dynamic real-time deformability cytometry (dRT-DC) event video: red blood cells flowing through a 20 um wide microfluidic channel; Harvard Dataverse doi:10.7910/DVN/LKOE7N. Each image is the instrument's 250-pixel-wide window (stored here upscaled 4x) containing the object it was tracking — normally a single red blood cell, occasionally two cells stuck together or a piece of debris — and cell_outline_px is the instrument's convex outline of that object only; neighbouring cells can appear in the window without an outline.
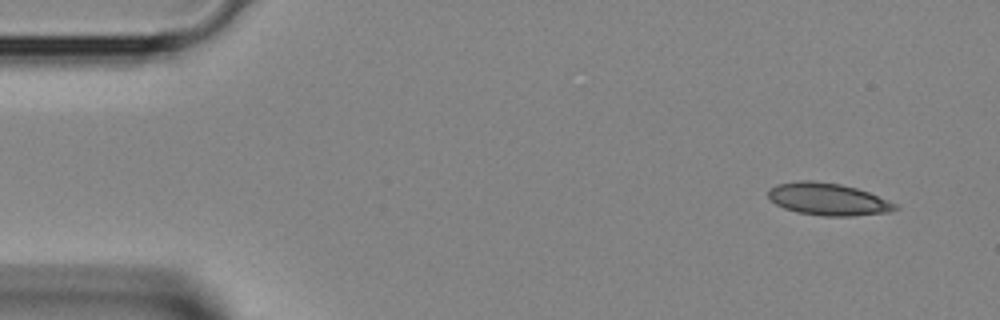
{"species": "Egyptian fruit bat (a non-hibernating species)", "species_latin": "Rousettus aegyptiacus", "temperature_condition": "room temperature", "stored_images_in_passage": 3, "camera_frame_rate_fps": 3000, "um_per_image_px": 0.085, "animal": {"sex": "female"}, "frame": {"image": 1, "passage_image": 1, "time_ms": 0.0, "image_size_px": [1000, 320], "cell_outline_px": [[900, 208], [888, 212], [852, 216], [824, 216], [796, 212], [784, 208], [776, 204], [768, 196], [768, 188], [776, 184], [800, 180], [812, 180], [840, 184], [856, 188], [868, 192], [896, 204]], "centroid_in_image_um": [70.34, 16.93], "position_along_channel_um": 14.7, "area_um2": 23.81}}
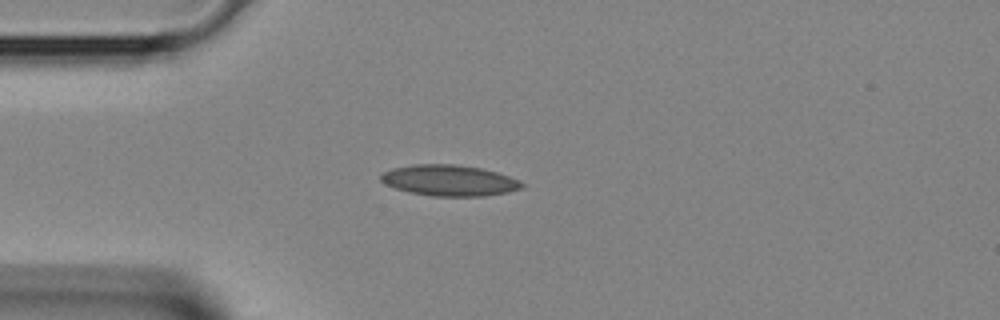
{"frame": {"image": 2, "passage_image": 3, "time_ms": 0.667, "image_size_px": [1000, 320], "cell_outline_px": [[524, 188], [508, 192], [484, 196], [432, 196], [408, 192], [384, 184], [380, 180], [380, 172], [392, 168], [416, 164], [456, 164], [480, 168], [496, 172], [508, 176], [524, 184]], "centroid_in_image_um": [38.14, 15.34], "position_along_channel_um": 46.9, "area_um2": 25.49}}